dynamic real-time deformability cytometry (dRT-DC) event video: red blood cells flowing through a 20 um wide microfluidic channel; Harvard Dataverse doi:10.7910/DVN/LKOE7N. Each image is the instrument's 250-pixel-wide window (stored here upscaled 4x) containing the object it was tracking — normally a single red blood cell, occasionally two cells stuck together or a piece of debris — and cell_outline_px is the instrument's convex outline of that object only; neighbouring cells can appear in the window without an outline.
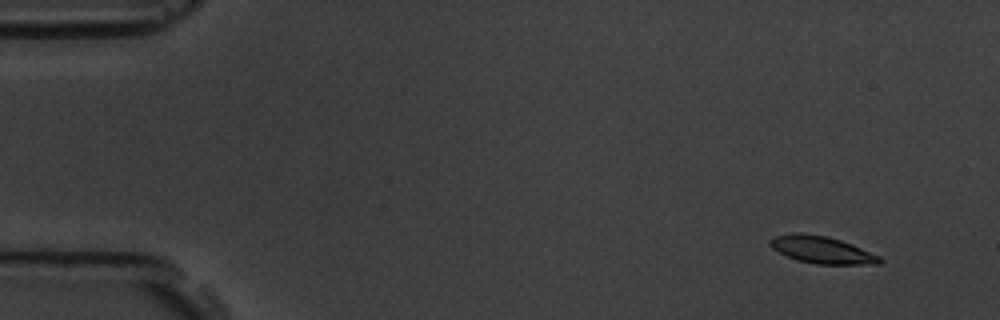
{"species": "common noctule bat (a hibernating species)", "species_latin": "Nyctalus noctula", "temperature_condition": "room temperature", "stored_images_in_passage": 6, "camera_frame_rate_fps": 3000, "um_per_image_px": 0.085, "animal": {"sex": "male", "body_mass_g": 19.5, "forearm_length_mm": 54.6}, "frame": {"image": 1, "passage_image": 1, "time_ms": 0.0, "image_size_px": [1000, 320], "cell_outline_px": [[884, 260], [880, 264], [816, 264], [796, 260], [772, 248], [768, 244], [768, 240], [776, 236], [792, 232], [800, 232], [828, 236], [852, 244], [880, 256]], "centroid_in_image_um": [69.85, 21.22], "position_along_channel_um": 15.1, "area_um2": 17.46}}
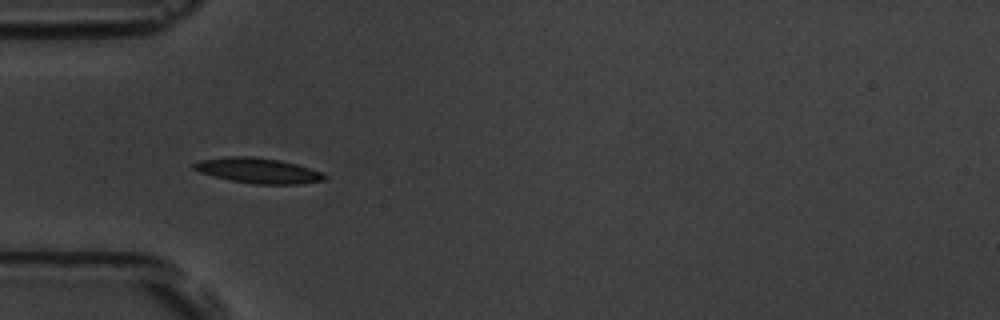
{"frame": {"image": 2, "passage_image": 5, "time_ms": 4.333, "image_size_px": [1000, 320], "cell_outline_px": [[328, 176], [324, 180], [300, 184], [252, 184], [232, 180], [200, 172], [192, 168], [192, 164], [200, 160], [228, 156], [252, 156], [280, 160], [296, 164], [324, 172]], "centroid_in_image_um": [21.98, 14.49], "position_along_channel_um": 63.0, "area_um2": 19.25}}
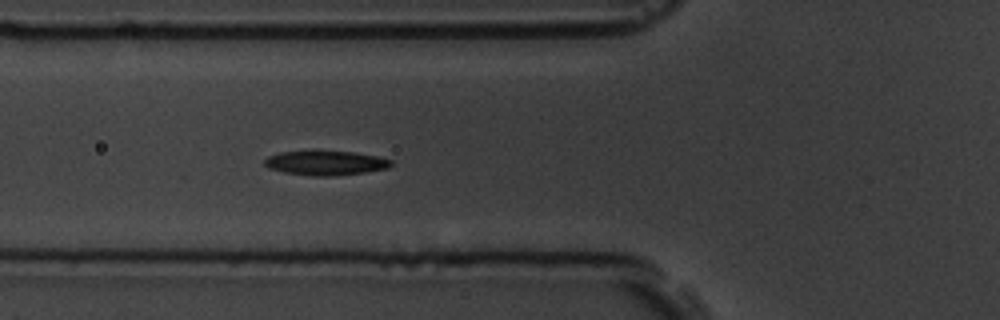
{"frame": {"image": 3, "passage_image": 6, "time_ms": 5.333, "image_size_px": [1000, 320], "cell_outline_px": [[392, 164], [388, 168], [364, 172], [332, 176], [312, 176], [284, 172], [268, 168], [264, 164], [264, 160], [268, 156], [280, 152], [312, 148], [356, 152], [376, 156], [392, 160]], "centroid_in_image_um": [27.62, 13.8], "position_along_channel_um": 98.2, "area_um2": 18.79}}